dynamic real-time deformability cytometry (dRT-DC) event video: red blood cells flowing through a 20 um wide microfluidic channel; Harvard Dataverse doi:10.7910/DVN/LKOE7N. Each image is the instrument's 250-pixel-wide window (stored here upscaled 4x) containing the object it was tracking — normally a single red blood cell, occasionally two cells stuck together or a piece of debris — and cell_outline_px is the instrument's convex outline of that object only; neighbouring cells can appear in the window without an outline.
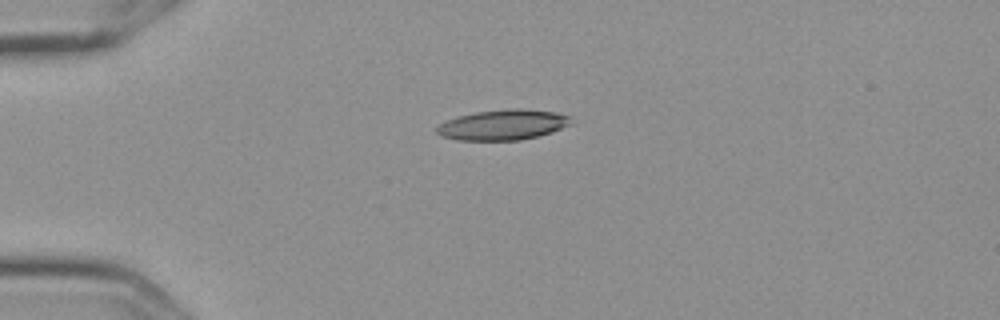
{"species": "Egyptian fruit bat (a non-hibernating species)", "species_latin": "Rousettus aegyptiacus", "temperature_condition": "cold", "stored_images_in_passage": 2, "camera_frame_rate_fps": 3000, "um_per_image_px": 0.085, "frame": {"image": 1, "passage_image": 1, "time_ms": 0.0, "image_size_px": [1000, 320], "cell_outline_px": [[572, 124], [552, 132], [520, 140], [456, 140], [440, 136], [436, 132], [436, 128], [440, 124], [448, 120], [460, 116], [476, 112], [508, 108], [520, 108], [556, 112], [572, 116]], "centroid_in_image_um": [42.79, 10.6], "position_along_channel_um": 42.2, "area_um2": 23.81}}